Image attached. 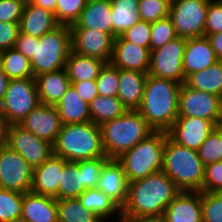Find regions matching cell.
Returning a JSON list of instances; mask_svg holds the SVG:
<instances>
[{"label": "cell", "instance_id": "1", "mask_svg": "<svg viewBox=\"0 0 222 222\" xmlns=\"http://www.w3.org/2000/svg\"><path fill=\"white\" fill-rule=\"evenodd\" d=\"M180 192L162 170L130 182L122 216H163L168 204Z\"/></svg>", "mask_w": 222, "mask_h": 222}, {"label": "cell", "instance_id": "2", "mask_svg": "<svg viewBox=\"0 0 222 222\" xmlns=\"http://www.w3.org/2000/svg\"><path fill=\"white\" fill-rule=\"evenodd\" d=\"M181 84L147 75L143 99L137 111L154 131H168L178 117Z\"/></svg>", "mask_w": 222, "mask_h": 222}, {"label": "cell", "instance_id": "3", "mask_svg": "<svg viewBox=\"0 0 222 222\" xmlns=\"http://www.w3.org/2000/svg\"><path fill=\"white\" fill-rule=\"evenodd\" d=\"M52 147L53 155L66 161L107 157L103 149L100 126L91 121L62 125Z\"/></svg>", "mask_w": 222, "mask_h": 222}, {"label": "cell", "instance_id": "4", "mask_svg": "<svg viewBox=\"0 0 222 222\" xmlns=\"http://www.w3.org/2000/svg\"><path fill=\"white\" fill-rule=\"evenodd\" d=\"M204 169L197 150L181 146L166 135L162 171L181 191H200Z\"/></svg>", "mask_w": 222, "mask_h": 222}, {"label": "cell", "instance_id": "5", "mask_svg": "<svg viewBox=\"0 0 222 222\" xmlns=\"http://www.w3.org/2000/svg\"><path fill=\"white\" fill-rule=\"evenodd\" d=\"M103 149L109 159L147 138L154 129L137 110H127L123 115L100 125Z\"/></svg>", "mask_w": 222, "mask_h": 222}, {"label": "cell", "instance_id": "6", "mask_svg": "<svg viewBox=\"0 0 222 222\" xmlns=\"http://www.w3.org/2000/svg\"><path fill=\"white\" fill-rule=\"evenodd\" d=\"M166 135V131H154L116 158L129 183L162 170Z\"/></svg>", "mask_w": 222, "mask_h": 222}, {"label": "cell", "instance_id": "7", "mask_svg": "<svg viewBox=\"0 0 222 222\" xmlns=\"http://www.w3.org/2000/svg\"><path fill=\"white\" fill-rule=\"evenodd\" d=\"M71 50L69 25H59L42 37H35L34 55L30 59L33 76L64 69Z\"/></svg>", "mask_w": 222, "mask_h": 222}, {"label": "cell", "instance_id": "8", "mask_svg": "<svg viewBox=\"0 0 222 222\" xmlns=\"http://www.w3.org/2000/svg\"><path fill=\"white\" fill-rule=\"evenodd\" d=\"M40 104L35 78L13 79L9 81L0 112L10 124H20Z\"/></svg>", "mask_w": 222, "mask_h": 222}, {"label": "cell", "instance_id": "9", "mask_svg": "<svg viewBox=\"0 0 222 222\" xmlns=\"http://www.w3.org/2000/svg\"><path fill=\"white\" fill-rule=\"evenodd\" d=\"M210 0H171L169 17L178 37L204 36L207 7Z\"/></svg>", "mask_w": 222, "mask_h": 222}, {"label": "cell", "instance_id": "10", "mask_svg": "<svg viewBox=\"0 0 222 222\" xmlns=\"http://www.w3.org/2000/svg\"><path fill=\"white\" fill-rule=\"evenodd\" d=\"M187 39L176 37L161 48L151 51L148 75L185 83L183 56Z\"/></svg>", "mask_w": 222, "mask_h": 222}, {"label": "cell", "instance_id": "11", "mask_svg": "<svg viewBox=\"0 0 222 222\" xmlns=\"http://www.w3.org/2000/svg\"><path fill=\"white\" fill-rule=\"evenodd\" d=\"M178 117H196L222 125V99L211 93L194 90L181 84L178 96Z\"/></svg>", "mask_w": 222, "mask_h": 222}, {"label": "cell", "instance_id": "12", "mask_svg": "<svg viewBox=\"0 0 222 222\" xmlns=\"http://www.w3.org/2000/svg\"><path fill=\"white\" fill-rule=\"evenodd\" d=\"M33 168L10 146L0 148V188L27 193L31 191Z\"/></svg>", "mask_w": 222, "mask_h": 222}, {"label": "cell", "instance_id": "13", "mask_svg": "<svg viewBox=\"0 0 222 222\" xmlns=\"http://www.w3.org/2000/svg\"><path fill=\"white\" fill-rule=\"evenodd\" d=\"M8 146L18 152L33 169L53 154L49 141L38 138L19 124H11Z\"/></svg>", "mask_w": 222, "mask_h": 222}, {"label": "cell", "instance_id": "14", "mask_svg": "<svg viewBox=\"0 0 222 222\" xmlns=\"http://www.w3.org/2000/svg\"><path fill=\"white\" fill-rule=\"evenodd\" d=\"M72 50L110 63L115 37L90 28H70Z\"/></svg>", "mask_w": 222, "mask_h": 222}, {"label": "cell", "instance_id": "15", "mask_svg": "<svg viewBox=\"0 0 222 222\" xmlns=\"http://www.w3.org/2000/svg\"><path fill=\"white\" fill-rule=\"evenodd\" d=\"M216 127L208 119L177 117L173 126L167 131V134L177 144L198 150Z\"/></svg>", "mask_w": 222, "mask_h": 222}, {"label": "cell", "instance_id": "16", "mask_svg": "<svg viewBox=\"0 0 222 222\" xmlns=\"http://www.w3.org/2000/svg\"><path fill=\"white\" fill-rule=\"evenodd\" d=\"M19 125L38 138L53 144L61 130L62 122L55 106L40 104Z\"/></svg>", "mask_w": 222, "mask_h": 222}, {"label": "cell", "instance_id": "17", "mask_svg": "<svg viewBox=\"0 0 222 222\" xmlns=\"http://www.w3.org/2000/svg\"><path fill=\"white\" fill-rule=\"evenodd\" d=\"M150 55V48L140 47L118 36L114 41L110 63L119 69L148 73Z\"/></svg>", "mask_w": 222, "mask_h": 222}, {"label": "cell", "instance_id": "18", "mask_svg": "<svg viewBox=\"0 0 222 222\" xmlns=\"http://www.w3.org/2000/svg\"><path fill=\"white\" fill-rule=\"evenodd\" d=\"M96 188L114 200L121 208L128 198L129 181L122 165L116 159H109L102 167Z\"/></svg>", "mask_w": 222, "mask_h": 222}, {"label": "cell", "instance_id": "19", "mask_svg": "<svg viewBox=\"0 0 222 222\" xmlns=\"http://www.w3.org/2000/svg\"><path fill=\"white\" fill-rule=\"evenodd\" d=\"M165 222H202L200 191H181L166 207Z\"/></svg>", "mask_w": 222, "mask_h": 222}, {"label": "cell", "instance_id": "20", "mask_svg": "<svg viewBox=\"0 0 222 222\" xmlns=\"http://www.w3.org/2000/svg\"><path fill=\"white\" fill-rule=\"evenodd\" d=\"M66 160L51 155L40 166L33 169L31 192L55 197Z\"/></svg>", "mask_w": 222, "mask_h": 222}, {"label": "cell", "instance_id": "21", "mask_svg": "<svg viewBox=\"0 0 222 222\" xmlns=\"http://www.w3.org/2000/svg\"><path fill=\"white\" fill-rule=\"evenodd\" d=\"M219 59L206 36L187 38L183 56L185 79L192 73L207 69Z\"/></svg>", "mask_w": 222, "mask_h": 222}, {"label": "cell", "instance_id": "22", "mask_svg": "<svg viewBox=\"0 0 222 222\" xmlns=\"http://www.w3.org/2000/svg\"><path fill=\"white\" fill-rule=\"evenodd\" d=\"M20 222H58L57 200L31 191L24 193Z\"/></svg>", "mask_w": 222, "mask_h": 222}, {"label": "cell", "instance_id": "23", "mask_svg": "<svg viewBox=\"0 0 222 222\" xmlns=\"http://www.w3.org/2000/svg\"><path fill=\"white\" fill-rule=\"evenodd\" d=\"M110 0L87 1L79 19L70 28H90L113 35Z\"/></svg>", "mask_w": 222, "mask_h": 222}, {"label": "cell", "instance_id": "24", "mask_svg": "<svg viewBox=\"0 0 222 222\" xmlns=\"http://www.w3.org/2000/svg\"><path fill=\"white\" fill-rule=\"evenodd\" d=\"M20 32L36 38L42 37L58 27L55 15L43 7L33 3L24 5L20 20Z\"/></svg>", "mask_w": 222, "mask_h": 222}, {"label": "cell", "instance_id": "25", "mask_svg": "<svg viewBox=\"0 0 222 222\" xmlns=\"http://www.w3.org/2000/svg\"><path fill=\"white\" fill-rule=\"evenodd\" d=\"M148 73L138 70L119 69L117 97L127 110H137L143 99Z\"/></svg>", "mask_w": 222, "mask_h": 222}, {"label": "cell", "instance_id": "26", "mask_svg": "<svg viewBox=\"0 0 222 222\" xmlns=\"http://www.w3.org/2000/svg\"><path fill=\"white\" fill-rule=\"evenodd\" d=\"M41 104L55 106L71 86L66 69L45 72L35 77Z\"/></svg>", "mask_w": 222, "mask_h": 222}, {"label": "cell", "instance_id": "27", "mask_svg": "<svg viewBox=\"0 0 222 222\" xmlns=\"http://www.w3.org/2000/svg\"><path fill=\"white\" fill-rule=\"evenodd\" d=\"M55 108L58 111L62 125L91 121L89 104L81 99L72 85L66 90Z\"/></svg>", "mask_w": 222, "mask_h": 222}, {"label": "cell", "instance_id": "28", "mask_svg": "<svg viewBox=\"0 0 222 222\" xmlns=\"http://www.w3.org/2000/svg\"><path fill=\"white\" fill-rule=\"evenodd\" d=\"M78 199L87 210L95 213L104 222H108L109 219L116 218V216L117 222L121 221L122 208L100 189H86Z\"/></svg>", "mask_w": 222, "mask_h": 222}, {"label": "cell", "instance_id": "29", "mask_svg": "<svg viewBox=\"0 0 222 222\" xmlns=\"http://www.w3.org/2000/svg\"><path fill=\"white\" fill-rule=\"evenodd\" d=\"M105 64V61L84 56L71 50L65 69L70 82H81L96 80Z\"/></svg>", "mask_w": 222, "mask_h": 222}, {"label": "cell", "instance_id": "30", "mask_svg": "<svg viewBox=\"0 0 222 222\" xmlns=\"http://www.w3.org/2000/svg\"><path fill=\"white\" fill-rule=\"evenodd\" d=\"M113 36L116 38L139 22V0H110Z\"/></svg>", "mask_w": 222, "mask_h": 222}, {"label": "cell", "instance_id": "31", "mask_svg": "<svg viewBox=\"0 0 222 222\" xmlns=\"http://www.w3.org/2000/svg\"><path fill=\"white\" fill-rule=\"evenodd\" d=\"M185 84L194 90L211 93L222 99V61L192 73L186 78Z\"/></svg>", "mask_w": 222, "mask_h": 222}, {"label": "cell", "instance_id": "32", "mask_svg": "<svg viewBox=\"0 0 222 222\" xmlns=\"http://www.w3.org/2000/svg\"><path fill=\"white\" fill-rule=\"evenodd\" d=\"M127 111L118 97H105L98 95L89 103L91 122L101 125L104 122L120 117Z\"/></svg>", "mask_w": 222, "mask_h": 222}, {"label": "cell", "instance_id": "33", "mask_svg": "<svg viewBox=\"0 0 222 222\" xmlns=\"http://www.w3.org/2000/svg\"><path fill=\"white\" fill-rule=\"evenodd\" d=\"M85 190L77 162L66 161L61 172L58 193L54 198H78Z\"/></svg>", "mask_w": 222, "mask_h": 222}, {"label": "cell", "instance_id": "34", "mask_svg": "<svg viewBox=\"0 0 222 222\" xmlns=\"http://www.w3.org/2000/svg\"><path fill=\"white\" fill-rule=\"evenodd\" d=\"M0 53L2 71L10 80L35 78L31 69L30 60L20 51L13 47Z\"/></svg>", "mask_w": 222, "mask_h": 222}, {"label": "cell", "instance_id": "35", "mask_svg": "<svg viewBox=\"0 0 222 222\" xmlns=\"http://www.w3.org/2000/svg\"><path fill=\"white\" fill-rule=\"evenodd\" d=\"M58 222H104L95 213L87 210L78 198L57 200Z\"/></svg>", "mask_w": 222, "mask_h": 222}, {"label": "cell", "instance_id": "36", "mask_svg": "<svg viewBox=\"0 0 222 222\" xmlns=\"http://www.w3.org/2000/svg\"><path fill=\"white\" fill-rule=\"evenodd\" d=\"M23 193L0 188V222H20Z\"/></svg>", "mask_w": 222, "mask_h": 222}, {"label": "cell", "instance_id": "37", "mask_svg": "<svg viewBox=\"0 0 222 222\" xmlns=\"http://www.w3.org/2000/svg\"><path fill=\"white\" fill-rule=\"evenodd\" d=\"M204 166L222 161V125L217 126L197 150Z\"/></svg>", "mask_w": 222, "mask_h": 222}, {"label": "cell", "instance_id": "38", "mask_svg": "<svg viewBox=\"0 0 222 222\" xmlns=\"http://www.w3.org/2000/svg\"><path fill=\"white\" fill-rule=\"evenodd\" d=\"M109 160L108 157H97L77 161L85 189L96 188L101 176L102 167Z\"/></svg>", "mask_w": 222, "mask_h": 222}, {"label": "cell", "instance_id": "39", "mask_svg": "<svg viewBox=\"0 0 222 222\" xmlns=\"http://www.w3.org/2000/svg\"><path fill=\"white\" fill-rule=\"evenodd\" d=\"M87 0H57L55 18L60 25L74 24L85 8Z\"/></svg>", "mask_w": 222, "mask_h": 222}, {"label": "cell", "instance_id": "40", "mask_svg": "<svg viewBox=\"0 0 222 222\" xmlns=\"http://www.w3.org/2000/svg\"><path fill=\"white\" fill-rule=\"evenodd\" d=\"M98 93L105 97H117L119 88V68L106 63L95 80Z\"/></svg>", "mask_w": 222, "mask_h": 222}, {"label": "cell", "instance_id": "41", "mask_svg": "<svg viewBox=\"0 0 222 222\" xmlns=\"http://www.w3.org/2000/svg\"><path fill=\"white\" fill-rule=\"evenodd\" d=\"M171 0H139V16L142 21L154 23L169 16Z\"/></svg>", "mask_w": 222, "mask_h": 222}, {"label": "cell", "instance_id": "42", "mask_svg": "<svg viewBox=\"0 0 222 222\" xmlns=\"http://www.w3.org/2000/svg\"><path fill=\"white\" fill-rule=\"evenodd\" d=\"M176 37L177 35L169 16L151 23L150 51L161 48Z\"/></svg>", "mask_w": 222, "mask_h": 222}, {"label": "cell", "instance_id": "43", "mask_svg": "<svg viewBox=\"0 0 222 222\" xmlns=\"http://www.w3.org/2000/svg\"><path fill=\"white\" fill-rule=\"evenodd\" d=\"M202 222H222V192H201Z\"/></svg>", "mask_w": 222, "mask_h": 222}, {"label": "cell", "instance_id": "44", "mask_svg": "<svg viewBox=\"0 0 222 222\" xmlns=\"http://www.w3.org/2000/svg\"><path fill=\"white\" fill-rule=\"evenodd\" d=\"M120 36L140 47L150 48L151 23L140 20Z\"/></svg>", "mask_w": 222, "mask_h": 222}, {"label": "cell", "instance_id": "45", "mask_svg": "<svg viewBox=\"0 0 222 222\" xmlns=\"http://www.w3.org/2000/svg\"><path fill=\"white\" fill-rule=\"evenodd\" d=\"M222 32V2L210 0L207 7L204 36Z\"/></svg>", "mask_w": 222, "mask_h": 222}, {"label": "cell", "instance_id": "46", "mask_svg": "<svg viewBox=\"0 0 222 222\" xmlns=\"http://www.w3.org/2000/svg\"><path fill=\"white\" fill-rule=\"evenodd\" d=\"M202 191L222 192V161L205 166Z\"/></svg>", "mask_w": 222, "mask_h": 222}, {"label": "cell", "instance_id": "47", "mask_svg": "<svg viewBox=\"0 0 222 222\" xmlns=\"http://www.w3.org/2000/svg\"><path fill=\"white\" fill-rule=\"evenodd\" d=\"M24 5L21 0H0V21L20 23Z\"/></svg>", "mask_w": 222, "mask_h": 222}, {"label": "cell", "instance_id": "48", "mask_svg": "<svg viewBox=\"0 0 222 222\" xmlns=\"http://www.w3.org/2000/svg\"><path fill=\"white\" fill-rule=\"evenodd\" d=\"M19 24L0 21V52L14 47L20 32Z\"/></svg>", "mask_w": 222, "mask_h": 222}, {"label": "cell", "instance_id": "49", "mask_svg": "<svg viewBox=\"0 0 222 222\" xmlns=\"http://www.w3.org/2000/svg\"><path fill=\"white\" fill-rule=\"evenodd\" d=\"M72 87L76 90L77 94L87 104L92 102L98 95V88L95 80L71 82Z\"/></svg>", "mask_w": 222, "mask_h": 222}, {"label": "cell", "instance_id": "50", "mask_svg": "<svg viewBox=\"0 0 222 222\" xmlns=\"http://www.w3.org/2000/svg\"><path fill=\"white\" fill-rule=\"evenodd\" d=\"M14 48L30 60L34 55L35 37L19 32Z\"/></svg>", "mask_w": 222, "mask_h": 222}, {"label": "cell", "instance_id": "51", "mask_svg": "<svg viewBox=\"0 0 222 222\" xmlns=\"http://www.w3.org/2000/svg\"><path fill=\"white\" fill-rule=\"evenodd\" d=\"M10 126L11 124L0 112V148L8 145Z\"/></svg>", "mask_w": 222, "mask_h": 222}, {"label": "cell", "instance_id": "52", "mask_svg": "<svg viewBox=\"0 0 222 222\" xmlns=\"http://www.w3.org/2000/svg\"><path fill=\"white\" fill-rule=\"evenodd\" d=\"M213 50L219 60H222V32L210 34L207 36Z\"/></svg>", "mask_w": 222, "mask_h": 222}, {"label": "cell", "instance_id": "53", "mask_svg": "<svg viewBox=\"0 0 222 222\" xmlns=\"http://www.w3.org/2000/svg\"><path fill=\"white\" fill-rule=\"evenodd\" d=\"M120 222H165L163 216H122Z\"/></svg>", "mask_w": 222, "mask_h": 222}, {"label": "cell", "instance_id": "54", "mask_svg": "<svg viewBox=\"0 0 222 222\" xmlns=\"http://www.w3.org/2000/svg\"><path fill=\"white\" fill-rule=\"evenodd\" d=\"M33 4L43 7L55 15V7L57 0H33Z\"/></svg>", "mask_w": 222, "mask_h": 222}, {"label": "cell", "instance_id": "55", "mask_svg": "<svg viewBox=\"0 0 222 222\" xmlns=\"http://www.w3.org/2000/svg\"><path fill=\"white\" fill-rule=\"evenodd\" d=\"M10 79L8 77H0V105L4 99Z\"/></svg>", "mask_w": 222, "mask_h": 222}, {"label": "cell", "instance_id": "56", "mask_svg": "<svg viewBox=\"0 0 222 222\" xmlns=\"http://www.w3.org/2000/svg\"><path fill=\"white\" fill-rule=\"evenodd\" d=\"M0 77H7V75L2 71L1 53H0Z\"/></svg>", "mask_w": 222, "mask_h": 222}, {"label": "cell", "instance_id": "57", "mask_svg": "<svg viewBox=\"0 0 222 222\" xmlns=\"http://www.w3.org/2000/svg\"><path fill=\"white\" fill-rule=\"evenodd\" d=\"M24 4H26V3H32L33 2V0H21Z\"/></svg>", "mask_w": 222, "mask_h": 222}]
</instances>
